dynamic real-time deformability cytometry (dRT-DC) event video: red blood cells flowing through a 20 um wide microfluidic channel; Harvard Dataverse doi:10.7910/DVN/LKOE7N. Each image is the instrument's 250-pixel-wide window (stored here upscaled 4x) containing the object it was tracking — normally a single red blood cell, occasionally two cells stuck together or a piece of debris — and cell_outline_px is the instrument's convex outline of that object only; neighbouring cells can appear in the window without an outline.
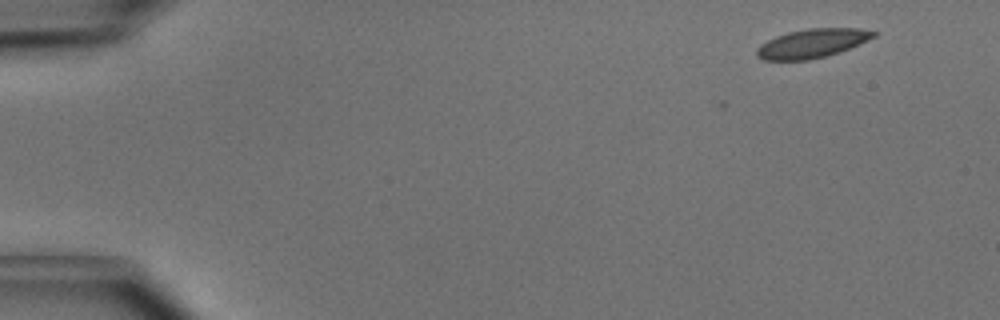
{"species": "common noctule bat (a hibernating species)", "species_latin": "Nyctalus noctula", "temperature_condition": "cold", "stored_images_in_passage": 6, "camera_frame_rate_fps": 3000, "um_per_image_px": 0.085, "animal": {"sex": "male", "body_mass_g": 15.6}, "frame": {"image": 1, "passage_image": 1, "time_ms": 0.0, "image_size_px": [1000, 320], "cell_outline_px": [[880, 32], [876, 36], [860, 44], [840, 52], [808, 60], [764, 60], [756, 56], [756, 48], [760, 44], [776, 36], [788, 32], [808, 28], [860, 28]], "centroid_in_image_um": [69.05, 3.68], "position_along_channel_um": 15.9, "area_um2": 19.83}}